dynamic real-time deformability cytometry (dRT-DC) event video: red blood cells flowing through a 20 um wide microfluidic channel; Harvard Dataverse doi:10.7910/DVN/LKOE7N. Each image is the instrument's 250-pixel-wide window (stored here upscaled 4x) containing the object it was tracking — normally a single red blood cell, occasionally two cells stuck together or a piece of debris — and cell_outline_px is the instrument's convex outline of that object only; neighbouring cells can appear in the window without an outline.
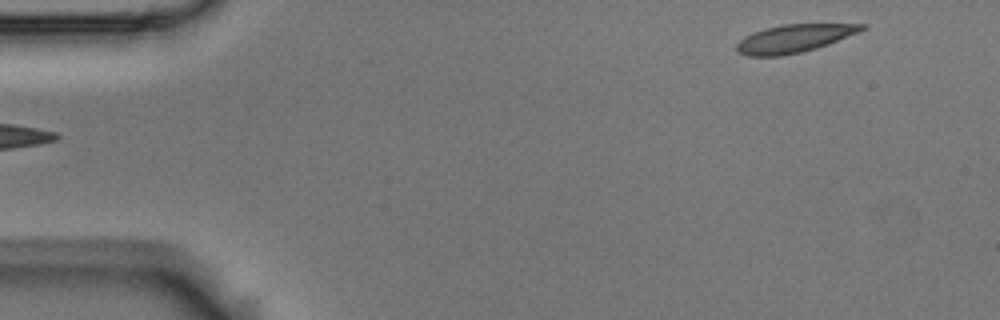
{"species": "Egyptian fruit bat (a non-hibernating species)", "species_latin": "Rousettus aegyptiacus", "temperature_condition": "room temperature", "stored_images_in_passage": 2, "camera_frame_rate_fps": 3000, "um_per_image_px": 0.085, "animal": {"sex": "male"}, "frame": {"image": 1, "passage_image": 2, "time_ms": 0.333, "image_size_px": [1000, 320], "cell_outline_px": [[868, 24], [864, 28], [856, 32], [828, 44], [816, 48], [800, 52], [780, 56], [748, 56], [736, 52], [736, 44], [744, 36], [752, 32], [764, 28], [780, 24]], "centroid_in_image_um": [67.4, 3.27], "position_along_channel_um": 17.6, "area_um2": 20.23}}